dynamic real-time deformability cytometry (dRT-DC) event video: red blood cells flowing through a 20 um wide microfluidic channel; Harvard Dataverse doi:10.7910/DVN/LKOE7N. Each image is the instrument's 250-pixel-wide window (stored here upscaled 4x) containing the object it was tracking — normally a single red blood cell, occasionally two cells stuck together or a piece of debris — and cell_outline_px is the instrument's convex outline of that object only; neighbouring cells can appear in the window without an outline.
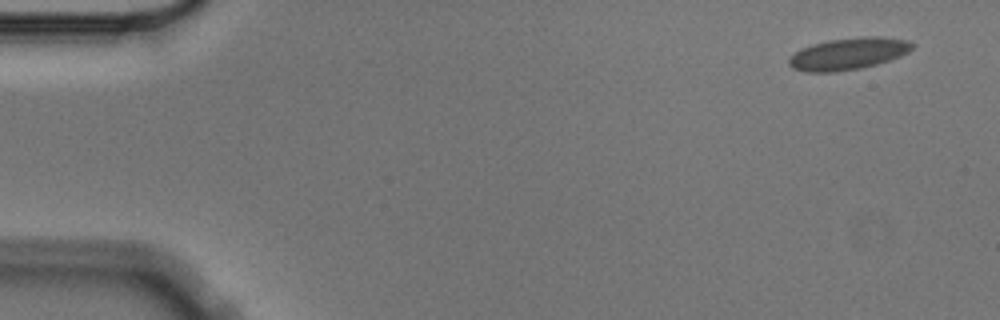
{"species": "Egyptian fruit bat (a non-hibernating species)", "species_latin": "Rousettus aegyptiacus", "temperature_condition": "cold", "stored_images_in_passage": 4, "camera_frame_rate_fps": 3000, "um_per_image_px": 0.085, "animal": {"sex": "male"}, "frame": {"image": 1, "passage_image": 1, "time_ms": 0.0, "image_size_px": [1000, 320], "cell_outline_px": [[916, 44], [908, 52], [900, 56], [876, 64], [860, 68], [832, 72], [808, 72], [792, 68], [788, 64], [788, 60], [800, 48], [812, 44], [828, 40], [864, 36], [880, 36], [908, 40]], "centroid_in_image_um": [72.11, 4.55], "position_along_channel_um": 12.9, "area_um2": 22.89}}
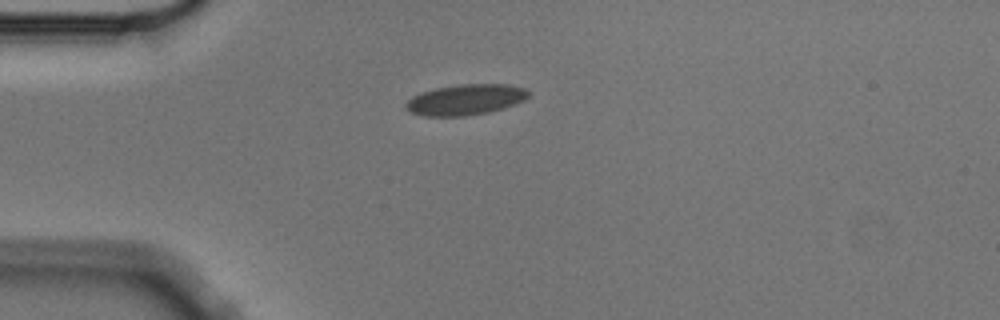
{"frame": {"image": 2, "passage_image": 4, "time_ms": 1.0, "image_size_px": [1000, 320], "cell_outline_px": [[532, 92], [524, 100], [516, 104], [504, 108], [488, 112], [464, 116], [424, 116], [412, 112], [404, 108], [404, 104], [412, 96], [420, 92], [436, 88], [460, 84], [508, 84], [524, 88]], "centroid_in_image_um": [39.58, 8.46], "position_along_channel_um": 45.4, "area_um2": 22.08}}